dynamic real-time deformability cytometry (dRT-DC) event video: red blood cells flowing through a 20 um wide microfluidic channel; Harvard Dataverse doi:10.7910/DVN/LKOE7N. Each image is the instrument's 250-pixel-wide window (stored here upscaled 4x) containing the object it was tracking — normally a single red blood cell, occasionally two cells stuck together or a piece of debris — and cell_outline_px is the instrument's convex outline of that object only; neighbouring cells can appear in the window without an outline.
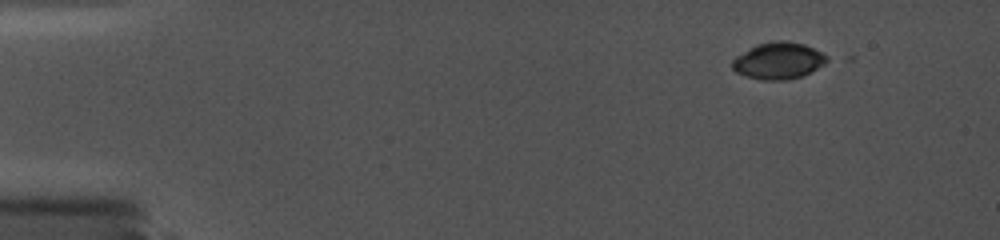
{"species": "common noctule bat (a hibernating species)", "species_latin": "Nyctalus noctula", "temperature_condition": "cold", "stored_images_in_passage": 6, "camera_frame_rate_fps": 5000, "um_per_image_px": 0.085, "animal": {"sex": "female", "body_mass_g": 19.0, "forearm_length_mm": 56.7}, "frame": {"image": 1, "passage_image": 2, "time_ms": 0.2, "image_size_px": [1000, 240], "cell_outline_px": [[832, 60], [804, 76], [788, 80], [764, 80], [744, 76], [736, 72], [732, 68], [732, 60], [736, 56], [748, 48], [756, 44], [772, 40], [788, 40], [804, 44], [828, 56]], "centroid_in_image_um": [66.18, 5.16], "position_along_channel_um": 18.8, "area_um2": 20.69}}